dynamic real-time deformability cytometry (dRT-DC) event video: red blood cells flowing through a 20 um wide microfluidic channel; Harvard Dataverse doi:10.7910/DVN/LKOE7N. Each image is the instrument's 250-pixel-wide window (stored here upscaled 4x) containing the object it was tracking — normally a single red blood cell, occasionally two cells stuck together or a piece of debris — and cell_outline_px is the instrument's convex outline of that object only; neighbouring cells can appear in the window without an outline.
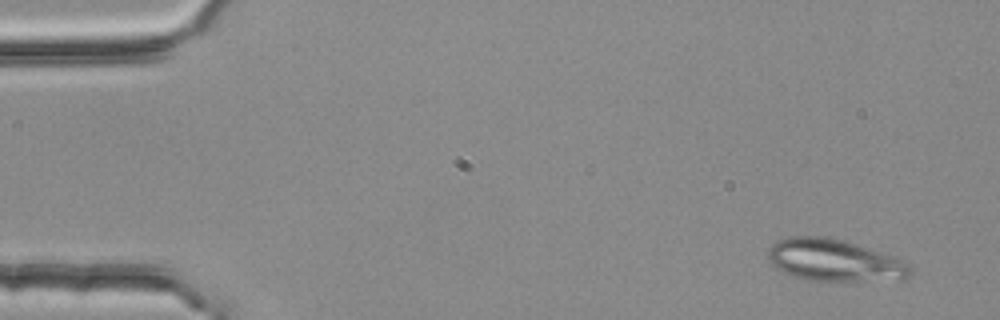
{"species": "common noctule bat (a hibernating species)", "species_latin": "Nyctalus noctula", "temperature_condition": "room temperature", "stored_images_in_passage": 3, "camera_frame_rate_fps": 3000, "um_per_image_px": 0.085, "animal": {"sex": "female", "body_mass_g": 25.1}, "frame": {"image": 1, "passage_image": 1, "time_ms": 0.0, "image_size_px": [1000, 320], "cell_outline_px": [[912, 276], [904, 280], [808, 280], [784, 272], [776, 268], [768, 260], [768, 248], [772, 244], [788, 236], [828, 236], [844, 240], [892, 256], [908, 264], [912, 268]], "centroid_in_image_um": [70.92, 22.12], "position_along_channel_um": 14.1, "area_um2": 34.68}}